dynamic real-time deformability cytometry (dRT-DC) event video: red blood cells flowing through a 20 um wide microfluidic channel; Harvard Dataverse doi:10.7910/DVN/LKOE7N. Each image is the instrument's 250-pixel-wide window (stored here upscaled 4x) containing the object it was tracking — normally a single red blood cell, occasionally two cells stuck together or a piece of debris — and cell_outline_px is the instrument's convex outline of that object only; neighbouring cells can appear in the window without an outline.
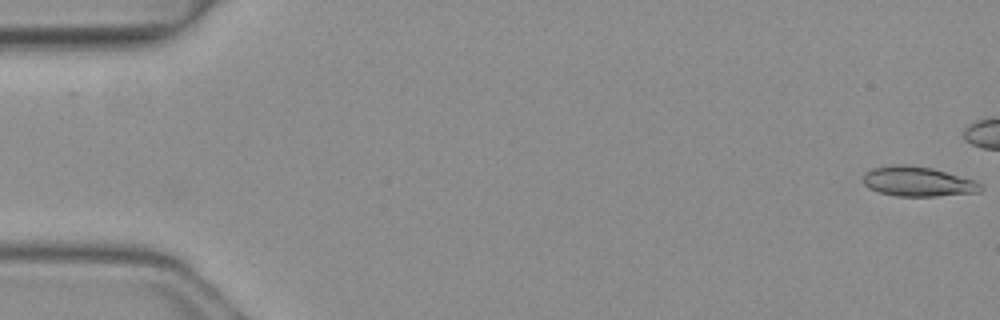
{"species": "common noctule bat (a hibernating species)", "species_latin": "Nyctalus noctula", "temperature_condition": "warm", "stored_images_in_passage": 5, "camera_frame_rate_fps": 3000, "um_per_image_px": 0.085, "animal": {"sex": "female", "body_mass_g": 19.3, "forearm_length_mm": 54.1}, "frame": {"image": 1, "passage_image": 1, "time_ms": 0.0, "image_size_px": [1000, 320], "cell_outline_px": [[984, 188], [980, 192], [936, 196], [896, 196], [880, 192], [868, 188], [864, 184], [864, 172], [872, 168], [892, 164], [908, 164], [932, 168], [976, 180]], "centroid_in_image_um": [78.02, 15.42], "position_along_channel_um": 7.0, "area_um2": 20.58}}